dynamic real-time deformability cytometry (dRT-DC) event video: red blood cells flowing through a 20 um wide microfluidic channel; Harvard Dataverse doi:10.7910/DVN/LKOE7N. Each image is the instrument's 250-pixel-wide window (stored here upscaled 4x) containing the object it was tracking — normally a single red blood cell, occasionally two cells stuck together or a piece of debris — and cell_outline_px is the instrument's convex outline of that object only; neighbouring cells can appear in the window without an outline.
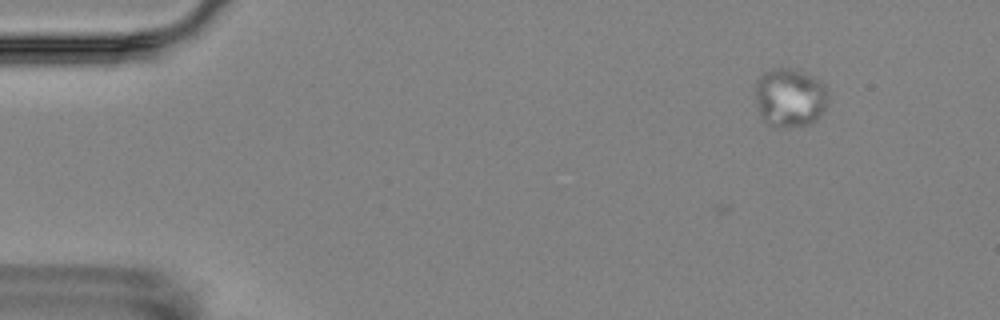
{"species": "Egyptian fruit bat (a non-hibernating species)", "species_latin": "Rousettus aegyptiacus", "temperature_condition": "room temperature", "stored_images_in_passage": 2, "camera_frame_rate_fps": 3000, "um_per_image_px": 0.085, "animal": {"sex": "female"}, "frame": {"image": 1, "passage_image": 2, "time_ms": 1.0, "image_size_px": [1000, 320], "cell_outline_px": [[828, 100], [820, 116], [816, 120], [808, 124], [768, 124], [764, 120], [760, 112], [756, 100], [756, 80], [764, 72], [772, 68], [792, 68], [812, 76], [824, 84], [828, 92]], "centroid_in_image_um": [67.15, 8.23], "position_along_channel_um": 17.8, "area_um2": 24.33}}